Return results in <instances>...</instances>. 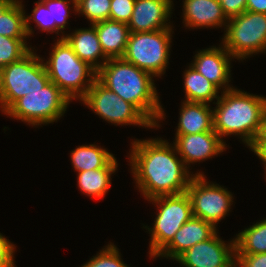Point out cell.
<instances>
[{
	"label": "cell",
	"instance_id": "30bf717a",
	"mask_svg": "<svg viewBox=\"0 0 266 267\" xmlns=\"http://www.w3.org/2000/svg\"><path fill=\"white\" fill-rule=\"evenodd\" d=\"M79 101L103 120L115 126L138 125L143 128H155L134 105L109 90L97 79Z\"/></svg>",
	"mask_w": 266,
	"mask_h": 267
},
{
	"label": "cell",
	"instance_id": "ac0fdd59",
	"mask_svg": "<svg viewBox=\"0 0 266 267\" xmlns=\"http://www.w3.org/2000/svg\"><path fill=\"white\" fill-rule=\"evenodd\" d=\"M64 39L74 53L96 71L109 59L102 50L96 29L92 24L89 28L76 29L73 33L66 34Z\"/></svg>",
	"mask_w": 266,
	"mask_h": 267
},
{
	"label": "cell",
	"instance_id": "8992f818",
	"mask_svg": "<svg viewBox=\"0 0 266 267\" xmlns=\"http://www.w3.org/2000/svg\"><path fill=\"white\" fill-rule=\"evenodd\" d=\"M67 97L53 82L16 100L3 114L21 120L29 126L56 122L67 111Z\"/></svg>",
	"mask_w": 266,
	"mask_h": 267
},
{
	"label": "cell",
	"instance_id": "52a82bcc",
	"mask_svg": "<svg viewBox=\"0 0 266 267\" xmlns=\"http://www.w3.org/2000/svg\"><path fill=\"white\" fill-rule=\"evenodd\" d=\"M158 209L154 226H145L149 231L150 257L155 258L174 238L175 233L192 215L191 201L186 192L175 195H163L149 199Z\"/></svg>",
	"mask_w": 266,
	"mask_h": 267
},
{
	"label": "cell",
	"instance_id": "d4e9b609",
	"mask_svg": "<svg viewBox=\"0 0 266 267\" xmlns=\"http://www.w3.org/2000/svg\"><path fill=\"white\" fill-rule=\"evenodd\" d=\"M23 1L14 2L0 16V35L13 39H28L25 30V10Z\"/></svg>",
	"mask_w": 266,
	"mask_h": 267
},
{
	"label": "cell",
	"instance_id": "d6a6232c",
	"mask_svg": "<svg viewBox=\"0 0 266 267\" xmlns=\"http://www.w3.org/2000/svg\"><path fill=\"white\" fill-rule=\"evenodd\" d=\"M235 267H266V253L236 255Z\"/></svg>",
	"mask_w": 266,
	"mask_h": 267
},
{
	"label": "cell",
	"instance_id": "f1b7e54d",
	"mask_svg": "<svg viewBox=\"0 0 266 267\" xmlns=\"http://www.w3.org/2000/svg\"><path fill=\"white\" fill-rule=\"evenodd\" d=\"M50 13L52 14V22H56V34L62 33L61 38H64V29L68 23L70 17V4L76 12V0H41ZM60 31V32H59ZM63 31V32H62Z\"/></svg>",
	"mask_w": 266,
	"mask_h": 267
},
{
	"label": "cell",
	"instance_id": "7c38bea8",
	"mask_svg": "<svg viewBox=\"0 0 266 267\" xmlns=\"http://www.w3.org/2000/svg\"><path fill=\"white\" fill-rule=\"evenodd\" d=\"M175 260L182 267H235V238L225 243L216 231L208 240L195 244Z\"/></svg>",
	"mask_w": 266,
	"mask_h": 267
},
{
	"label": "cell",
	"instance_id": "f546056e",
	"mask_svg": "<svg viewBox=\"0 0 266 267\" xmlns=\"http://www.w3.org/2000/svg\"><path fill=\"white\" fill-rule=\"evenodd\" d=\"M81 267H130L125 264L121 258L119 249L109 243L105 248H102L98 254L93 256L88 262Z\"/></svg>",
	"mask_w": 266,
	"mask_h": 267
},
{
	"label": "cell",
	"instance_id": "4dcf8cb0",
	"mask_svg": "<svg viewBox=\"0 0 266 267\" xmlns=\"http://www.w3.org/2000/svg\"><path fill=\"white\" fill-rule=\"evenodd\" d=\"M135 0H111L109 19L128 24Z\"/></svg>",
	"mask_w": 266,
	"mask_h": 267
},
{
	"label": "cell",
	"instance_id": "44dd1931",
	"mask_svg": "<svg viewBox=\"0 0 266 267\" xmlns=\"http://www.w3.org/2000/svg\"><path fill=\"white\" fill-rule=\"evenodd\" d=\"M118 163L114 158L105 168L78 172L79 190L92 198H102L111 186V176L116 172Z\"/></svg>",
	"mask_w": 266,
	"mask_h": 267
},
{
	"label": "cell",
	"instance_id": "9a60e30c",
	"mask_svg": "<svg viewBox=\"0 0 266 267\" xmlns=\"http://www.w3.org/2000/svg\"><path fill=\"white\" fill-rule=\"evenodd\" d=\"M172 9L171 0H135L133 13L127 24L130 32L172 29L168 22Z\"/></svg>",
	"mask_w": 266,
	"mask_h": 267
},
{
	"label": "cell",
	"instance_id": "83f0119b",
	"mask_svg": "<svg viewBox=\"0 0 266 267\" xmlns=\"http://www.w3.org/2000/svg\"><path fill=\"white\" fill-rule=\"evenodd\" d=\"M110 4L111 0H76V13L94 24L109 19Z\"/></svg>",
	"mask_w": 266,
	"mask_h": 267
},
{
	"label": "cell",
	"instance_id": "3957f363",
	"mask_svg": "<svg viewBox=\"0 0 266 267\" xmlns=\"http://www.w3.org/2000/svg\"><path fill=\"white\" fill-rule=\"evenodd\" d=\"M213 107L214 131L221 137L240 136L249 148L256 142L266 108V97L233 88L221 91Z\"/></svg>",
	"mask_w": 266,
	"mask_h": 267
},
{
	"label": "cell",
	"instance_id": "2e32d148",
	"mask_svg": "<svg viewBox=\"0 0 266 267\" xmlns=\"http://www.w3.org/2000/svg\"><path fill=\"white\" fill-rule=\"evenodd\" d=\"M216 231L217 228L211 223L192 216L175 233L172 241L153 259L165 257L175 260L195 244L208 240Z\"/></svg>",
	"mask_w": 266,
	"mask_h": 267
},
{
	"label": "cell",
	"instance_id": "5b68a950",
	"mask_svg": "<svg viewBox=\"0 0 266 267\" xmlns=\"http://www.w3.org/2000/svg\"><path fill=\"white\" fill-rule=\"evenodd\" d=\"M32 48L21 59L0 70V111L4 113L16 100L40 90L50 82L44 58Z\"/></svg>",
	"mask_w": 266,
	"mask_h": 267
},
{
	"label": "cell",
	"instance_id": "8fae6325",
	"mask_svg": "<svg viewBox=\"0 0 266 267\" xmlns=\"http://www.w3.org/2000/svg\"><path fill=\"white\" fill-rule=\"evenodd\" d=\"M202 172L194 174L186 193L191 201L192 215L211 223L215 228L225 218L233 204V194L219 184L207 182Z\"/></svg>",
	"mask_w": 266,
	"mask_h": 267
},
{
	"label": "cell",
	"instance_id": "7402d4cb",
	"mask_svg": "<svg viewBox=\"0 0 266 267\" xmlns=\"http://www.w3.org/2000/svg\"><path fill=\"white\" fill-rule=\"evenodd\" d=\"M183 73L185 101L210 104L220 97L218 95L220 89L190 65Z\"/></svg>",
	"mask_w": 266,
	"mask_h": 267
},
{
	"label": "cell",
	"instance_id": "d6986e66",
	"mask_svg": "<svg viewBox=\"0 0 266 267\" xmlns=\"http://www.w3.org/2000/svg\"><path fill=\"white\" fill-rule=\"evenodd\" d=\"M175 135L214 131L213 109L210 104L183 100Z\"/></svg>",
	"mask_w": 266,
	"mask_h": 267
},
{
	"label": "cell",
	"instance_id": "7a4b0ae2",
	"mask_svg": "<svg viewBox=\"0 0 266 267\" xmlns=\"http://www.w3.org/2000/svg\"><path fill=\"white\" fill-rule=\"evenodd\" d=\"M154 76L123 58H109L97 71L96 79L134 105L155 127L165 118Z\"/></svg>",
	"mask_w": 266,
	"mask_h": 267
},
{
	"label": "cell",
	"instance_id": "1f68e13d",
	"mask_svg": "<svg viewBox=\"0 0 266 267\" xmlns=\"http://www.w3.org/2000/svg\"><path fill=\"white\" fill-rule=\"evenodd\" d=\"M15 249L16 246L0 233V267H15Z\"/></svg>",
	"mask_w": 266,
	"mask_h": 267
},
{
	"label": "cell",
	"instance_id": "ffe728a7",
	"mask_svg": "<svg viewBox=\"0 0 266 267\" xmlns=\"http://www.w3.org/2000/svg\"><path fill=\"white\" fill-rule=\"evenodd\" d=\"M108 58H122L125 54L130 30L127 24L110 19L92 24Z\"/></svg>",
	"mask_w": 266,
	"mask_h": 267
},
{
	"label": "cell",
	"instance_id": "9c48e42d",
	"mask_svg": "<svg viewBox=\"0 0 266 267\" xmlns=\"http://www.w3.org/2000/svg\"><path fill=\"white\" fill-rule=\"evenodd\" d=\"M222 44L233 59L266 53V14L245 11L229 18Z\"/></svg>",
	"mask_w": 266,
	"mask_h": 267
},
{
	"label": "cell",
	"instance_id": "484cf974",
	"mask_svg": "<svg viewBox=\"0 0 266 267\" xmlns=\"http://www.w3.org/2000/svg\"><path fill=\"white\" fill-rule=\"evenodd\" d=\"M28 39H13L0 35V70L21 59L33 47L27 44Z\"/></svg>",
	"mask_w": 266,
	"mask_h": 267
},
{
	"label": "cell",
	"instance_id": "5bb4252c",
	"mask_svg": "<svg viewBox=\"0 0 266 267\" xmlns=\"http://www.w3.org/2000/svg\"><path fill=\"white\" fill-rule=\"evenodd\" d=\"M219 46H212L197 51L190 66L215 84L220 90L224 88L223 91H227L234 88L229 84L231 81L230 72L233 56L223 45Z\"/></svg>",
	"mask_w": 266,
	"mask_h": 267
},
{
	"label": "cell",
	"instance_id": "cb8c5ba5",
	"mask_svg": "<svg viewBox=\"0 0 266 267\" xmlns=\"http://www.w3.org/2000/svg\"><path fill=\"white\" fill-rule=\"evenodd\" d=\"M236 255L266 253V219L253 223L235 237Z\"/></svg>",
	"mask_w": 266,
	"mask_h": 267
},
{
	"label": "cell",
	"instance_id": "4316f807",
	"mask_svg": "<svg viewBox=\"0 0 266 267\" xmlns=\"http://www.w3.org/2000/svg\"><path fill=\"white\" fill-rule=\"evenodd\" d=\"M34 4L35 7L32 10V14H25V30L28 38L34 33L33 27L30 24L32 20L36 23L35 28L38 27V30L40 29L41 31H45L47 33L56 34V22H52V14L46 5L41 0L36 1Z\"/></svg>",
	"mask_w": 266,
	"mask_h": 267
},
{
	"label": "cell",
	"instance_id": "d590c367",
	"mask_svg": "<svg viewBox=\"0 0 266 267\" xmlns=\"http://www.w3.org/2000/svg\"><path fill=\"white\" fill-rule=\"evenodd\" d=\"M246 11L266 14V0H246Z\"/></svg>",
	"mask_w": 266,
	"mask_h": 267
},
{
	"label": "cell",
	"instance_id": "ba28073f",
	"mask_svg": "<svg viewBox=\"0 0 266 267\" xmlns=\"http://www.w3.org/2000/svg\"><path fill=\"white\" fill-rule=\"evenodd\" d=\"M172 29L149 32H130L124 56L125 61L161 77L169 63Z\"/></svg>",
	"mask_w": 266,
	"mask_h": 267
},
{
	"label": "cell",
	"instance_id": "8d00e7d4",
	"mask_svg": "<svg viewBox=\"0 0 266 267\" xmlns=\"http://www.w3.org/2000/svg\"><path fill=\"white\" fill-rule=\"evenodd\" d=\"M256 141H266V108L263 114L261 131Z\"/></svg>",
	"mask_w": 266,
	"mask_h": 267
},
{
	"label": "cell",
	"instance_id": "277c9868",
	"mask_svg": "<svg viewBox=\"0 0 266 267\" xmlns=\"http://www.w3.org/2000/svg\"><path fill=\"white\" fill-rule=\"evenodd\" d=\"M49 55L44 64L50 81L71 102L80 100L96 80L97 71L82 61L64 38L56 40Z\"/></svg>",
	"mask_w": 266,
	"mask_h": 267
},
{
	"label": "cell",
	"instance_id": "6da1fadb",
	"mask_svg": "<svg viewBox=\"0 0 266 267\" xmlns=\"http://www.w3.org/2000/svg\"><path fill=\"white\" fill-rule=\"evenodd\" d=\"M131 144L128 159L133 179L146 200L186 192L194 174L177 156L173 144L161 138L134 139Z\"/></svg>",
	"mask_w": 266,
	"mask_h": 267
},
{
	"label": "cell",
	"instance_id": "74e56055",
	"mask_svg": "<svg viewBox=\"0 0 266 267\" xmlns=\"http://www.w3.org/2000/svg\"><path fill=\"white\" fill-rule=\"evenodd\" d=\"M11 0H0V16L14 3Z\"/></svg>",
	"mask_w": 266,
	"mask_h": 267
},
{
	"label": "cell",
	"instance_id": "4fadbf2b",
	"mask_svg": "<svg viewBox=\"0 0 266 267\" xmlns=\"http://www.w3.org/2000/svg\"><path fill=\"white\" fill-rule=\"evenodd\" d=\"M215 131L197 134L175 135L173 145L186 167L211 159L226 151V142Z\"/></svg>",
	"mask_w": 266,
	"mask_h": 267
},
{
	"label": "cell",
	"instance_id": "836d02e7",
	"mask_svg": "<svg viewBox=\"0 0 266 267\" xmlns=\"http://www.w3.org/2000/svg\"><path fill=\"white\" fill-rule=\"evenodd\" d=\"M219 2L228 19L246 11V0H219Z\"/></svg>",
	"mask_w": 266,
	"mask_h": 267
},
{
	"label": "cell",
	"instance_id": "603a6c76",
	"mask_svg": "<svg viewBox=\"0 0 266 267\" xmlns=\"http://www.w3.org/2000/svg\"><path fill=\"white\" fill-rule=\"evenodd\" d=\"M70 156L77 172L105 168L115 158L108 150L96 144L80 145L71 151Z\"/></svg>",
	"mask_w": 266,
	"mask_h": 267
},
{
	"label": "cell",
	"instance_id": "e575fe53",
	"mask_svg": "<svg viewBox=\"0 0 266 267\" xmlns=\"http://www.w3.org/2000/svg\"><path fill=\"white\" fill-rule=\"evenodd\" d=\"M250 149L261 159L266 172V141H256Z\"/></svg>",
	"mask_w": 266,
	"mask_h": 267
},
{
	"label": "cell",
	"instance_id": "e0dca14e",
	"mask_svg": "<svg viewBox=\"0 0 266 267\" xmlns=\"http://www.w3.org/2000/svg\"><path fill=\"white\" fill-rule=\"evenodd\" d=\"M183 23L188 28H226L228 18L219 0H183Z\"/></svg>",
	"mask_w": 266,
	"mask_h": 267
}]
</instances>
